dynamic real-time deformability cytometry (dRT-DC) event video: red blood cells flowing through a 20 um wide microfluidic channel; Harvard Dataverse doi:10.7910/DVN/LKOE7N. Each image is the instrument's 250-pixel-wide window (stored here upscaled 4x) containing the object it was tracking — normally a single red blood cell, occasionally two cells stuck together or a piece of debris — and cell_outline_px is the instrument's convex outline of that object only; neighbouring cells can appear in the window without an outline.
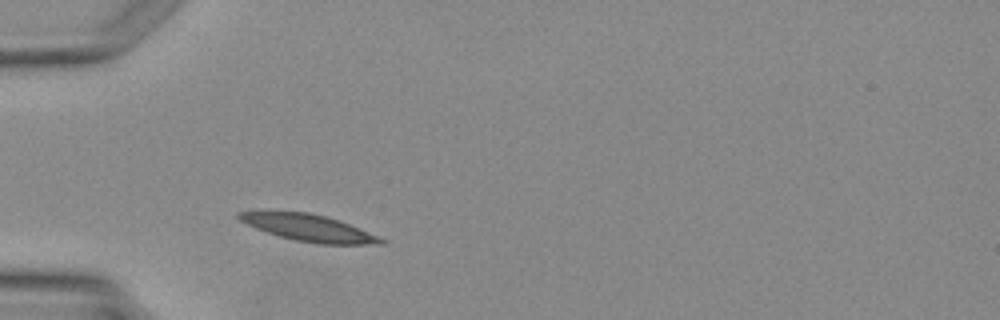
{"species": "Egyptian fruit bat (a non-hibernating species)", "species_latin": "Rousettus aegyptiacus", "temperature_condition": "warm", "stored_images_in_passage": 1, "camera_frame_rate_fps": 3000, "um_per_image_px": 0.085, "animal": {"sex": "female"}, "frame": {"image": 1, "passage_image": 1, "time_ms": 0.0, "image_size_px": [1000, 320], "cell_outline_px": [[388, 240], [384, 244], [316, 244], [296, 240], [280, 236], [256, 228], [240, 220], [236, 216], [236, 212], [308, 212], [324, 216], [348, 224], [380, 236]], "centroid_in_image_um": [26.3, 19.39], "position_along_channel_um": 58.7, "area_um2": 21.68}}